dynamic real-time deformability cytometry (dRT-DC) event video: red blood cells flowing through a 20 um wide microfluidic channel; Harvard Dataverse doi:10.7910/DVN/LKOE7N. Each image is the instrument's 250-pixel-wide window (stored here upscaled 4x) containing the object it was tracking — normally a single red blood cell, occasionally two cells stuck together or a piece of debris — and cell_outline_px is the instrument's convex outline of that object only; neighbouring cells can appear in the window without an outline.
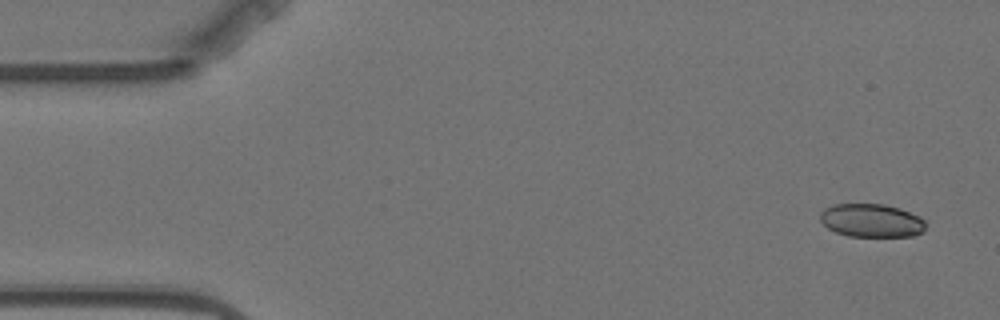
{"species": "Egyptian fruit bat (a non-hibernating species)", "species_latin": "Rousettus aegyptiacus", "temperature_condition": "warm", "stored_images_in_passage": 6, "camera_frame_rate_fps": 3000, "um_per_image_px": 0.085, "animal": {"sex": "female"}, "frame": {"image": 1, "passage_image": 1, "time_ms": 0.0, "image_size_px": [1000, 320], "cell_outline_px": [[924, 232], [912, 236], [848, 236], [836, 232], [828, 228], [820, 220], [820, 212], [824, 208], [832, 204], [884, 204], [900, 208], [920, 216], [924, 220]], "centroid_in_image_um": [74.07, 18.73], "position_along_channel_um": 10.9, "area_um2": 20.58}}
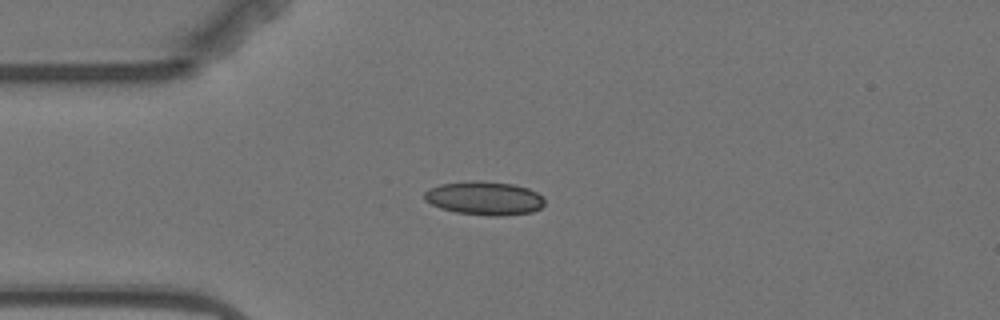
{"frame": {"image": 2, "passage_image": 4, "time_ms": 3.667, "image_size_px": [1000, 320], "cell_outline_px": [[544, 204], [540, 208], [532, 212], [504, 216], [488, 216], [456, 212], [440, 208], [424, 200], [424, 192], [428, 188], [440, 184], [476, 180], [480, 180], [512, 184], [528, 188], [536, 192], [544, 200]], "centroid_in_image_um": [41.15, 16.85], "position_along_channel_um": 43.9, "area_um2": 23.64}}
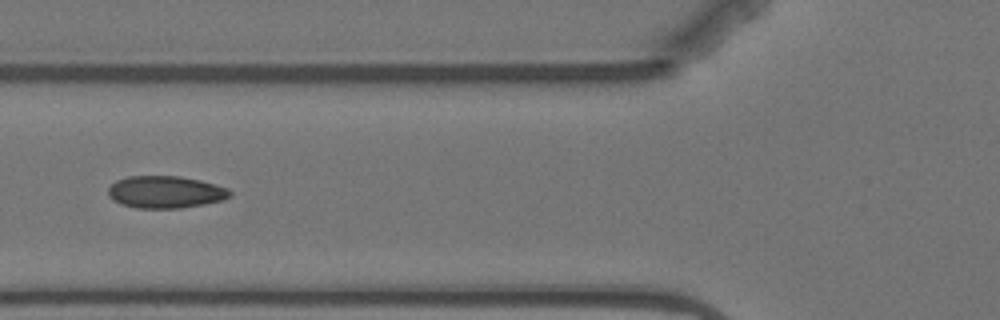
{"frame": {"image": 3, "passage_image": 6, "time_ms": 6.0, "image_size_px": [1000, 320], "cell_outline_px": [[232, 196], [220, 200], [204, 204], [180, 208], [136, 208], [120, 204], [112, 200], [108, 196], [108, 188], [116, 180], [128, 176], [180, 176], [200, 180], [228, 188], [232, 192]], "centroid_in_image_um": [14.04, 16.32], "position_along_channel_um": 111.8, "area_um2": 22.95}}